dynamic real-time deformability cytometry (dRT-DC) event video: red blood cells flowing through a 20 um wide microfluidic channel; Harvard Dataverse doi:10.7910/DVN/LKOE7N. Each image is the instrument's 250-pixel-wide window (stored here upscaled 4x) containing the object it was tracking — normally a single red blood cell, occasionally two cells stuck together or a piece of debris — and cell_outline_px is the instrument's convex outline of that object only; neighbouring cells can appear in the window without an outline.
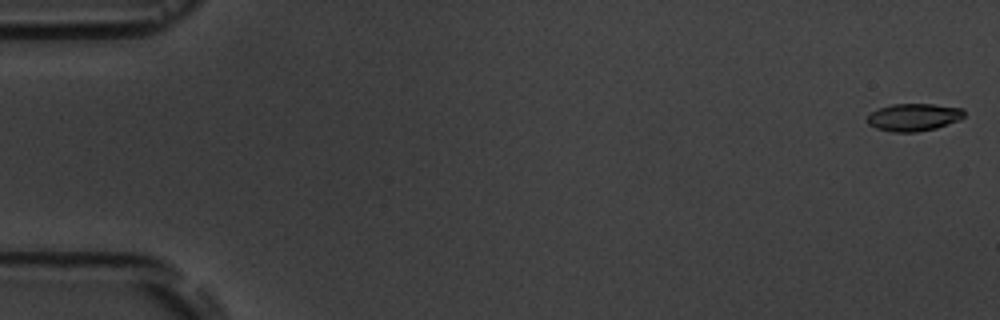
{"species": "common noctule bat (a hibernating species)", "species_latin": "Nyctalus noctula", "temperature_condition": "room temperature", "stored_images_in_passage": 6, "segment_of_instrument_passage": [2, 2], "camera_frame_rate_fps": 3000, "um_per_image_px": 0.085, "animal": {"sex": "male", "body_mass_g": 19.5, "forearm_length_mm": 54.6}, "frame": {"image": 1, "passage_image": 6, "time_ms": 6.667, "image_size_px": [1000, 320], "cell_outline_px": [[964, 116], [960, 120], [936, 128], [916, 132], [892, 132], [876, 128], [868, 124], [868, 116], [872, 112], [880, 108], [892, 104], [932, 104], [964, 108]], "centroid_in_image_um": [77.69, 9.96], "position_along_channel_um": 7.3, "area_um2": 15.49}}